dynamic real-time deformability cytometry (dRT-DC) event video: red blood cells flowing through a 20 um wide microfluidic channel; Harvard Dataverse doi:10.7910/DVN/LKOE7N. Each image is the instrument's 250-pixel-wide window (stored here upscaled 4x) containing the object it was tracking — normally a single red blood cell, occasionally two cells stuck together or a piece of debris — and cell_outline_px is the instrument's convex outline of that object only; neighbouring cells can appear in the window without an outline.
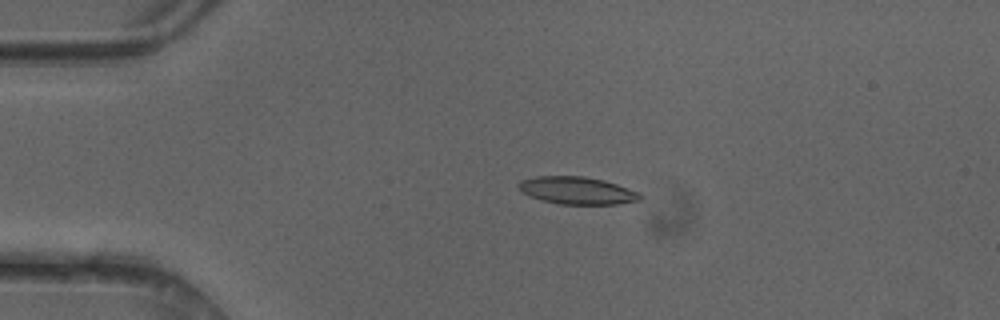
{"species": "common noctule bat (a hibernating species)", "species_latin": "Nyctalus noctula", "temperature_condition": "cold", "stored_images_in_passage": 49, "camera_frame_rate_fps": 3000, "um_per_image_px": 0.085, "animal": {"sex": "female"}, "frame": {"image": 1, "passage_image": 11, "time_ms": 3.333, "image_size_px": [1000, 320], "cell_outline_px": [[644, 196], [640, 200], [620, 204], [560, 204], [528, 196], [520, 192], [516, 184], [520, 180], [536, 176], [584, 176], [604, 180], [640, 192]], "centroid_in_image_um": [49.04, 16.19], "position_along_channel_um": 36.0, "area_um2": 19.65}}
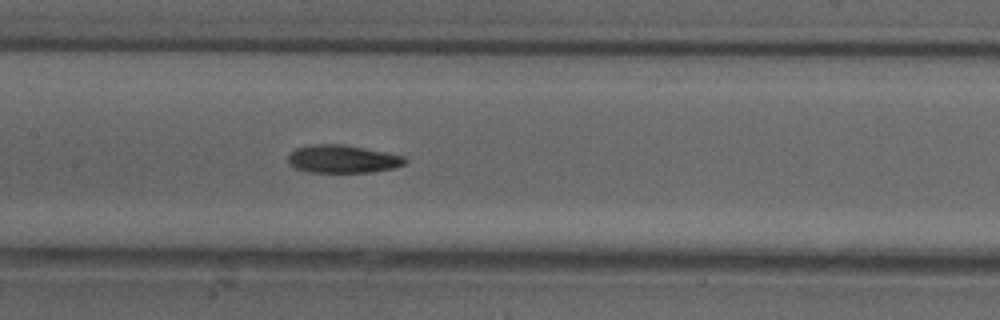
{"frame": {"image": 2, "passage_image": 24, "time_ms": 7.667, "image_size_px": [1000, 320], "cell_outline_px": [[408, 160], [404, 164], [392, 168], [372, 172], [308, 172], [296, 168], [288, 164], [288, 156], [296, 148], [312, 144], [344, 144], [404, 156]], "centroid_in_image_um": [29.1, 13.51], "position_along_channel_um": 178.3, "area_um2": 18.96}}
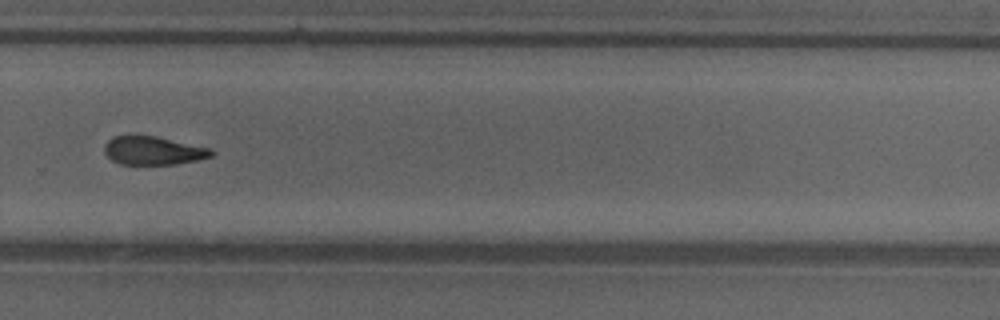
{"frame": {"image": 3, "passage_image": 34, "time_ms": 11.0, "image_size_px": [1000, 320], "cell_outline_px": [[216, 152], [212, 156], [200, 160], [176, 164], [120, 164], [112, 160], [104, 152], [104, 144], [112, 136], [156, 136], [212, 148]], "centroid_in_image_um": [13.07, 12.8], "position_along_channel_um": 316.7, "area_um2": 17.86}, "authors_computed_cell_mechanics": {"area_um2": 18.9584, "velocity_mm_per_s": 4.1895, "shape_relaxation_time_tau1_ms": 4.9156, "shape_relaxation_time_tau2_ms": 7.6471, "deformation_change_tau1": 0.1475, "deformation_change_tau2": 0.1821}}